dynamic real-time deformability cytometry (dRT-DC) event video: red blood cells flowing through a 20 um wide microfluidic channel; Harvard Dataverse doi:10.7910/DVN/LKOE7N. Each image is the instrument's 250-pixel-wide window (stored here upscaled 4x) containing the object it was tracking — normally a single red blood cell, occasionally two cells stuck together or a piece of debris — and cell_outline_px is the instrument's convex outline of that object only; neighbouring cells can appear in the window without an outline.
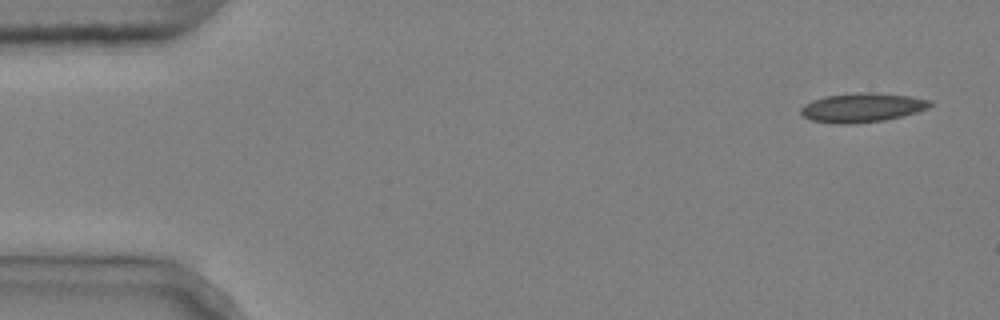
{"species": "common noctule bat (a hibernating species)", "species_latin": "Nyctalus noctula", "temperature_condition": "cold", "stored_images_in_passage": 4, "camera_frame_rate_fps": 3000, "um_per_image_px": 0.085, "animal": {"sex": "male", "body_mass_g": 20.4}, "frame": {"image": 1, "passage_image": 1, "time_ms": 0.0, "image_size_px": [1000, 320], "cell_outline_px": [[932, 104], [928, 108], [916, 112], [884, 120], [852, 124], [836, 124], [812, 120], [804, 116], [800, 112], [800, 108], [804, 104], [812, 100], [824, 96], [860, 92], [872, 92], [912, 96], [932, 100]], "centroid_in_image_um": [73.28, 9.14], "position_along_channel_um": 11.7, "area_um2": 22.02}}
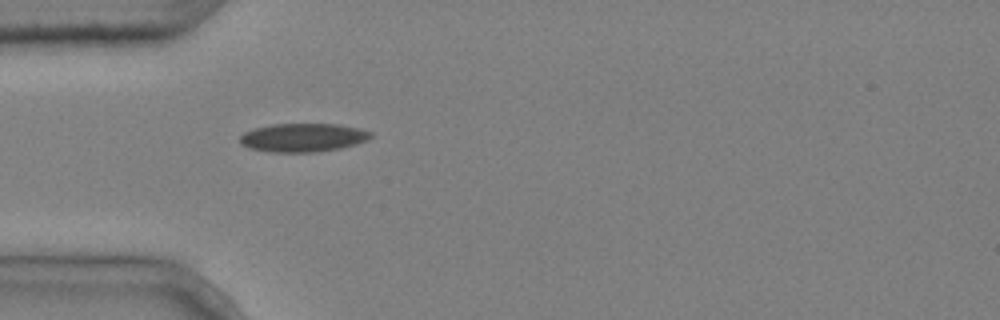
{"frame": {"image": 2, "passage_image": 4, "time_ms": 1.0, "image_size_px": [1000, 320], "cell_outline_px": [[372, 136], [368, 140], [356, 144], [340, 148], [316, 152], [272, 152], [248, 148], [240, 144], [240, 136], [244, 132], [256, 128], [272, 124], [340, 124], [360, 128], [372, 132]], "centroid_in_image_um": [25.77, 11.69], "position_along_channel_um": 59.2, "area_um2": 21.85}}